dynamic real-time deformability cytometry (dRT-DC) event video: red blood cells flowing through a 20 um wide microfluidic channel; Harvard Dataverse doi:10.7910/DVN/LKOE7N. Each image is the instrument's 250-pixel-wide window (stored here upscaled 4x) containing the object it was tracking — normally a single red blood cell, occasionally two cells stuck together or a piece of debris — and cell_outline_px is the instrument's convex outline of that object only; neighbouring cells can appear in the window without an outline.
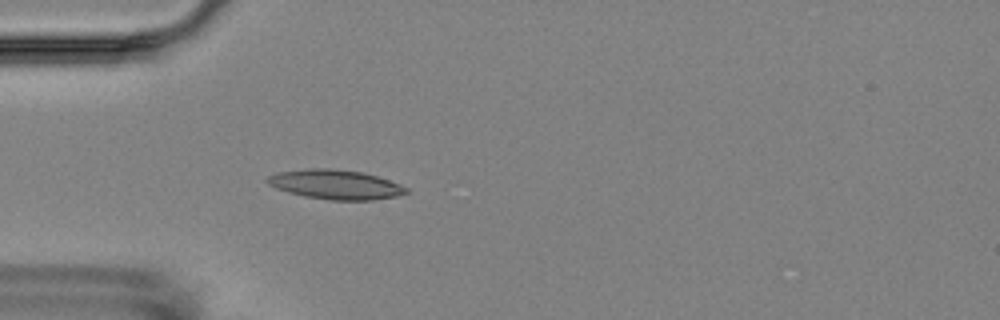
{"species": "Egyptian fruit bat (a non-hibernating species)", "species_latin": "Rousettus aegyptiacus", "temperature_condition": "room temperature", "stored_images_in_passage": 4, "camera_frame_rate_fps": 3000, "um_per_image_px": 0.085, "animal": {"sex": "female"}, "frame": {"image": 1, "passage_image": 4, "time_ms": 3.333, "image_size_px": [1000, 320], "cell_outline_px": [[408, 192], [396, 196], [372, 200], [332, 200], [304, 196], [288, 192], [276, 188], [268, 184], [264, 180], [268, 176], [276, 172], [308, 168], [328, 168], [364, 172], [400, 184], [408, 188]], "centroid_in_image_um": [28.48, 15.67], "position_along_channel_um": 56.5, "area_um2": 23.87}}